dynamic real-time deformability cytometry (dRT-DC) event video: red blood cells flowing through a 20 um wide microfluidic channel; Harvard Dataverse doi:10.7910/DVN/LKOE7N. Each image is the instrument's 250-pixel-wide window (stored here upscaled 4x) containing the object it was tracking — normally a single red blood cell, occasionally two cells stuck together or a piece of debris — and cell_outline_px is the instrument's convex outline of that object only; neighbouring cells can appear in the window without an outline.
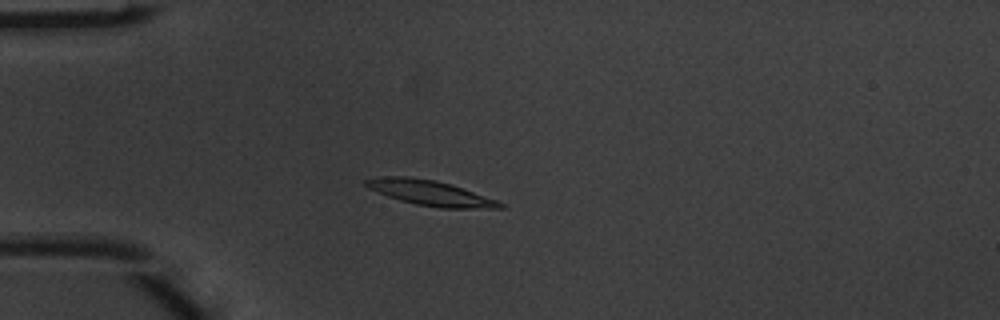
{"species": "common noctule bat (a hibernating species)", "species_latin": "Nyctalus noctula", "temperature_condition": "warm", "stored_images_in_passage": 5, "camera_frame_rate_fps": 3000, "um_per_image_px": 0.085, "animal": {"sex": "male", "body_mass_g": 20.1, "forearm_length_mm": 53.5}, "frame": {"image": 1, "passage_image": 4, "time_ms": 1.0, "image_size_px": [1000, 320], "cell_outline_px": [[504, 208], [440, 208], [416, 204], [400, 200], [376, 192], [368, 188], [364, 184], [364, 180], [384, 176], [408, 176], [436, 180], [452, 184], [496, 200], [504, 204]], "centroid_in_image_um": [36.55, 16.39], "position_along_channel_um": 48.5, "area_um2": 19.59}}